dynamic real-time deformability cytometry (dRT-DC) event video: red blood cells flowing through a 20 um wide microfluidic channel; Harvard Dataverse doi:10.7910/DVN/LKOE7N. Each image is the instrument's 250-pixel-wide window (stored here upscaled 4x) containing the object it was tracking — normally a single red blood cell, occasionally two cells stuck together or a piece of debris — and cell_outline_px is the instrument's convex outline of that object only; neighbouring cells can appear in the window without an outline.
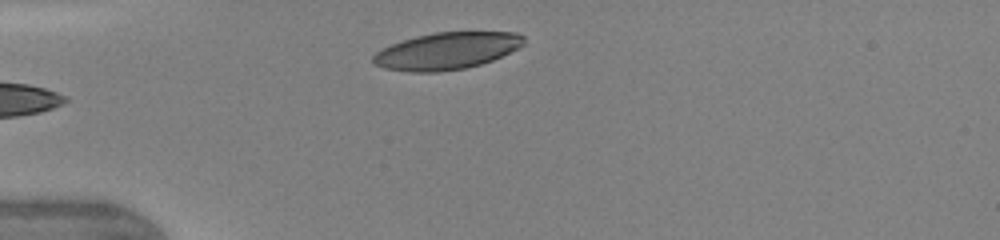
{"species": "human", "species_latin": "Homo sapiens", "temperature_condition": "warm", "stored_images_in_passage": 44, "camera_frame_rate_fps": 3000, "um_per_image_px": 0.085, "donor": {"sex": "female"}, "frame": {"image": 1, "passage_image": 1, "time_ms": 0.0, "image_size_px": [1000, 240], "cell_outline_px": [[524, 44], [492, 60], [480, 64], [464, 68], [436, 72], [412, 72], [384, 68], [376, 64], [372, 60], [372, 56], [376, 52], [392, 44], [416, 36], [436, 32], [516, 32], [524, 36]], "centroid_in_image_um": [37.96, 4.32], "position_along_channel_um": 47.0, "area_um2": 32.02}}
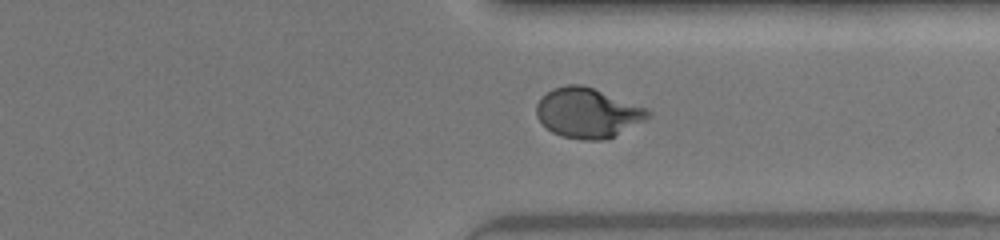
{"frame": {"image": 2, "passage_image": 38, "time_ms": 6.333, "image_size_px": [1000, 240], "cell_outline_px": [[652, 116], [608, 140], [584, 140], [564, 136], [552, 132], [536, 116], [536, 104], [552, 88], [568, 84], [584, 84], [648, 108], [652, 112]], "centroid_in_image_um": [50.0, 9.59], "position_along_channel_um": 361.4, "area_um2": 32.54}}